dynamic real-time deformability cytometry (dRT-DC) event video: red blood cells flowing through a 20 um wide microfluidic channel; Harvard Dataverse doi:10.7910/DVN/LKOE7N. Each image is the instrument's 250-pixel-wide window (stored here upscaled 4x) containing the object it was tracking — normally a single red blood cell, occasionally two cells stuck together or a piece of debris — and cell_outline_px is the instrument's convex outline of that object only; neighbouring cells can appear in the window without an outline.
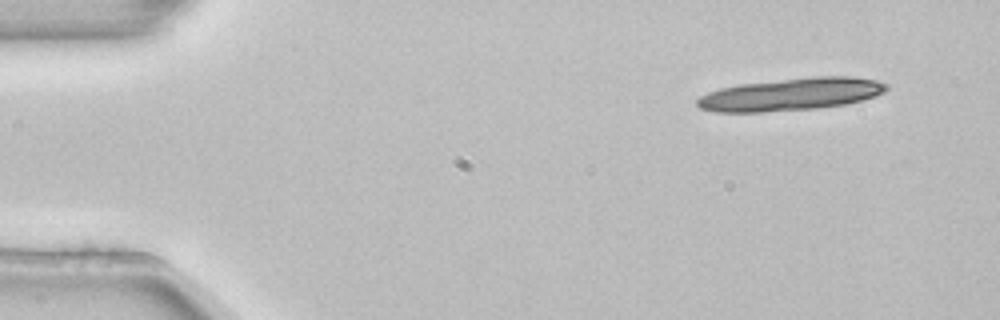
{"species": "common noctule bat (a hibernating species)", "species_latin": "Nyctalus noctula", "temperature_condition": "room temperature", "stored_images_in_passage": 4, "camera_frame_rate_fps": 3000, "um_per_image_px": 0.085, "animal": {"sex": "female", "body_mass_g": 22.7, "forearm_length_mm": 54.2}, "frame": {"image": 1, "passage_image": 1, "time_ms": 0.0, "image_size_px": [1000, 320], "cell_outline_px": [[888, 88], [884, 92], [876, 96], [844, 104], [820, 108], [760, 112], [716, 112], [700, 108], [696, 104], [696, 100], [700, 96], [708, 92], [720, 88], [740, 84], [816, 76], [852, 76], [876, 80], [888, 84]], "centroid_in_image_um": [67.23, 8.01], "position_along_channel_um": 17.8, "area_um2": 35.78}}